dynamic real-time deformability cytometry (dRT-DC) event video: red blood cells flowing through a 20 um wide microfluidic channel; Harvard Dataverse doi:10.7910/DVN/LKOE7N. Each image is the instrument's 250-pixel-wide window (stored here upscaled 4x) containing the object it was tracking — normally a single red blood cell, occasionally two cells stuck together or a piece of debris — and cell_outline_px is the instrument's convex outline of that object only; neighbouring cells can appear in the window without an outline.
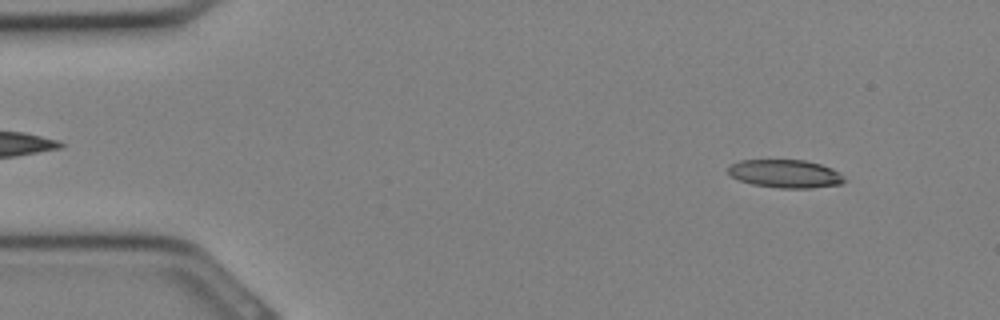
{"species": "Egyptian fruit bat (a non-hibernating species)", "species_latin": "Rousettus aegyptiacus", "temperature_condition": "cold", "stored_images_in_passage": 13, "camera_frame_rate_fps": 3000, "um_per_image_px": 0.085, "animal": {"sex": "female"}, "frame": {"image": 1, "passage_image": 3, "time_ms": 0.667, "image_size_px": [1000, 320], "cell_outline_px": [[848, 180], [840, 184], [812, 188], [780, 188], [752, 184], [740, 180], [732, 176], [728, 172], [728, 168], [732, 164], [740, 160], [804, 160], [820, 164], [832, 168], [840, 172]], "centroid_in_image_um": [66.8, 14.77], "position_along_channel_um": 18.2, "area_um2": 19.07}}
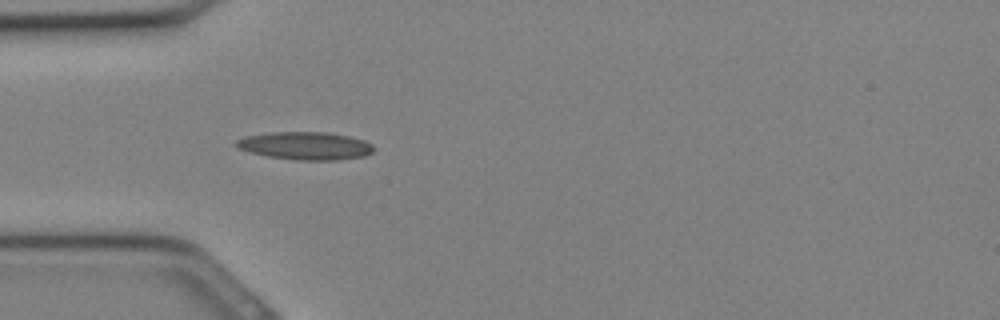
{"frame": {"image": 2, "passage_image": 9, "time_ms": 2.667, "image_size_px": [1000, 320], "cell_outline_px": [[376, 148], [372, 152], [364, 156], [336, 160], [296, 160], [268, 156], [236, 148], [232, 144], [236, 140], [244, 136], [268, 132], [328, 132], [348, 136], [364, 140], [372, 144]], "centroid_in_image_um": [25.93, 12.38], "position_along_channel_um": 59.1, "area_um2": 22.48}}
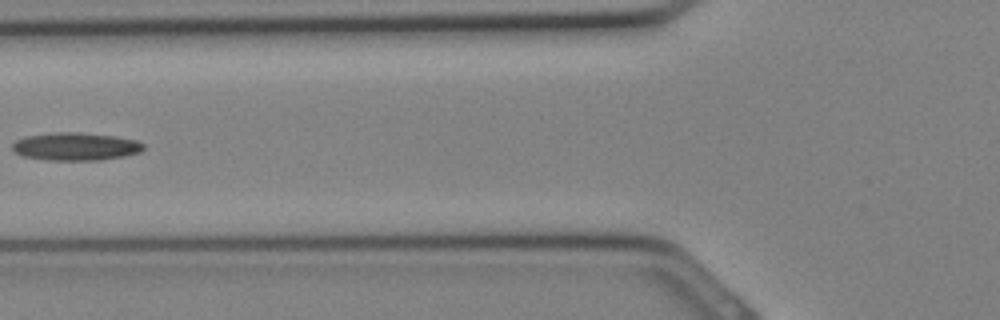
{"frame": {"image": 3, "passage_image": 12, "time_ms": 3.667, "image_size_px": [1000, 320], "cell_outline_px": [[144, 148], [140, 152], [124, 156], [100, 160], [48, 160], [24, 156], [16, 152], [12, 148], [12, 144], [16, 140], [24, 136], [52, 132], [80, 132], [116, 136], [136, 140], [144, 144]], "centroid_in_image_um": [6.43, 12.44], "position_along_channel_um": 119.4, "area_um2": 21.39}}